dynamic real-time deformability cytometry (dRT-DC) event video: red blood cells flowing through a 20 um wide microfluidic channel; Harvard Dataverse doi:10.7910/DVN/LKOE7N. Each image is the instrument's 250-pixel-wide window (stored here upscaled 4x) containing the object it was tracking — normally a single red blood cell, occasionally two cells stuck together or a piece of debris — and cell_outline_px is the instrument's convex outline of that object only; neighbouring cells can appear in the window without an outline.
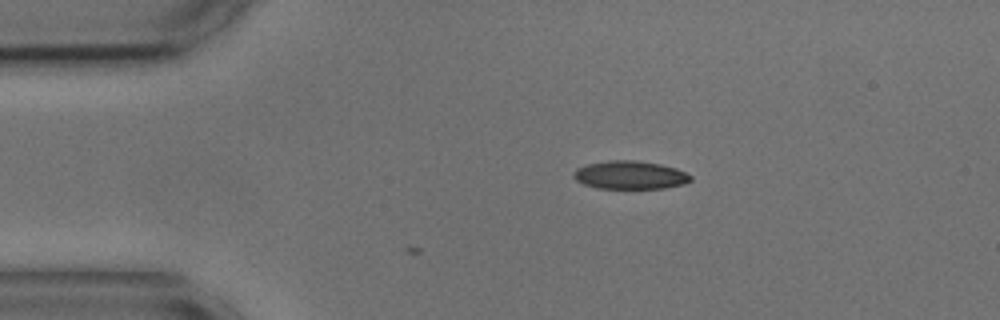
{"species": "common noctule bat (a hibernating species)", "species_latin": "Nyctalus noctula", "temperature_condition": "cold", "stored_images_in_passage": 2, "camera_frame_rate_fps": 3000, "um_per_image_px": 0.085, "animal": {"sex": "male", "body_mass_g": 17.9, "forearm_length_mm": 54.2}, "frame": {"image": 1, "passage_image": 2, "time_ms": 0.333, "image_size_px": [1000, 320], "cell_outline_px": [[692, 180], [684, 184], [664, 188], [596, 188], [584, 184], [576, 180], [572, 176], [572, 172], [576, 168], [588, 164], [608, 160], [636, 160], [660, 164], [676, 168], [692, 176]], "centroid_in_image_um": [53.54, 14.87], "position_along_channel_um": 31.5, "area_um2": 19.31}}